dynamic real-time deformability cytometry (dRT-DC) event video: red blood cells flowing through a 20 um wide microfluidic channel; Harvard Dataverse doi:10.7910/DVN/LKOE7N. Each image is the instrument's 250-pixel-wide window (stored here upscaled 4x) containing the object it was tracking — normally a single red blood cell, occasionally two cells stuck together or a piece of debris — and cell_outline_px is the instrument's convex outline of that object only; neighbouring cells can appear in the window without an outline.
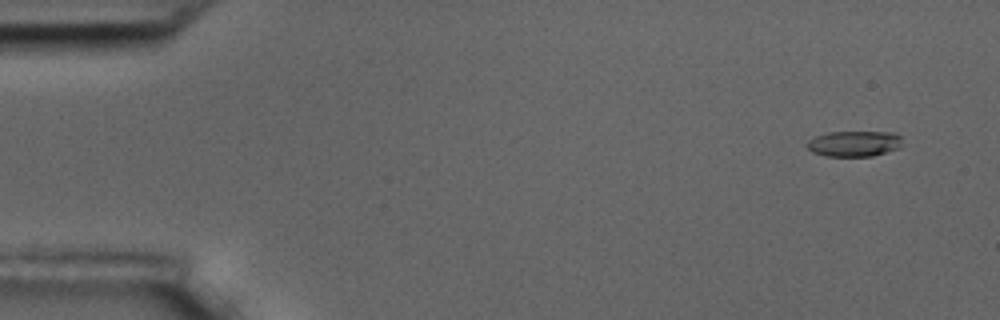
{"species": "common noctule bat (a hibernating species)", "species_latin": "Nyctalus noctula", "temperature_condition": "room temperature", "stored_images_in_passage": 4, "camera_frame_rate_fps": 3000, "um_per_image_px": 0.085, "animal": {"sex": "male", "body_mass_g": 17.5, "forearm_length_mm": 52.3}, "frame": {"image": 1, "passage_image": 1, "time_ms": 0.0, "image_size_px": [1000, 320], "cell_outline_px": [[900, 148], [872, 156], [824, 156], [812, 152], [804, 144], [808, 140], [816, 136], [828, 132], [896, 132], [900, 136]], "centroid_in_image_um": [72.57, 12.21], "position_along_channel_um": 12.4, "area_um2": 14.33}}
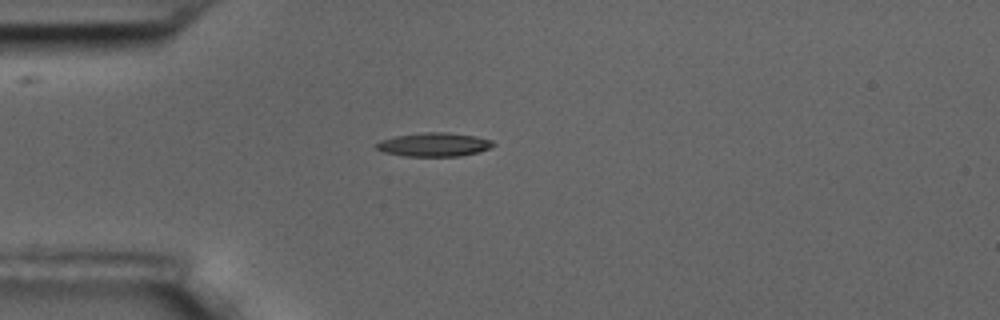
{"frame": {"image": 2, "passage_image": 4, "time_ms": 4.0, "image_size_px": [1000, 320], "cell_outline_px": [[496, 144], [488, 148], [476, 152], [460, 156], [404, 156], [384, 152], [376, 148], [376, 144], [380, 140], [396, 136], [424, 132], [448, 132], [476, 136], [492, 140]], "centroid_in_image_um": [36.89, 12.28], "position_along_channel_um": 48.1, "area_um2": 16.07}}